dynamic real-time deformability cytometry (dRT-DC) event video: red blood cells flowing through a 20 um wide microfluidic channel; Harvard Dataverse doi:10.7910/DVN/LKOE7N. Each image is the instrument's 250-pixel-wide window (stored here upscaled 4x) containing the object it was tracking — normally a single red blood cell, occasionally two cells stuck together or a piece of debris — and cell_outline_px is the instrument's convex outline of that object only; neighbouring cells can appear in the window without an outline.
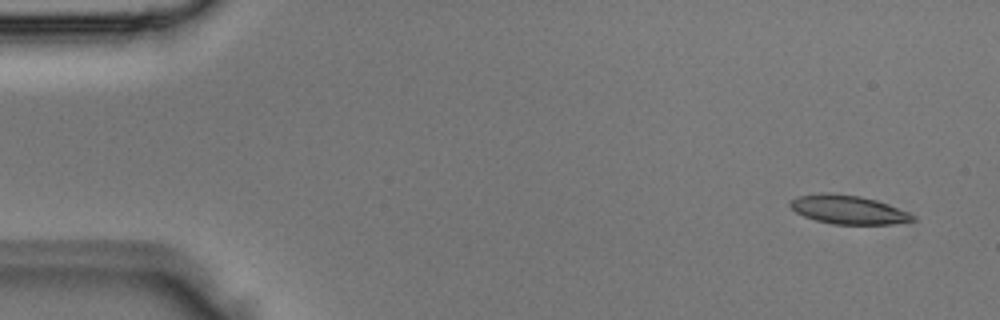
{"species": "Egyptian fruit bat (a non-hibernating species)", "species_latin": "Rousettus aegyptiacus", "temperature_condition": "room temperature", "stored_images_in_passage": 4, "camera_frame_rate_fps": 3000, "um_per_image_px": 0.085, "animal": {"sex": "male"}, "frame": {"image": 1, "passage_image": 1, "time_ms": 0.0, "image_size_px": [1000, 320], "cell_outline_px": [[916, 220], [892, 224], [832, 224], [816, 220], [804, 216], [796, 212], [788, 204], [792, 200], [800, 196], [820, 192], [828, 192], [860, 196], [876, 200], [888, 204], [908, 212]], "centroid_in_image_um": [72.08, 17.81], "position_along_channel_um": 12.9, "area_um2": 20.35}}
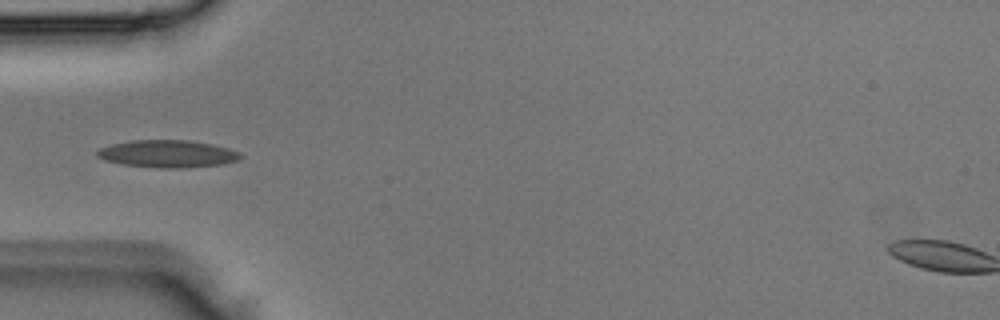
{"frame": {"image": 2, "passage_image": 4, "time_ms": 1.0, "image_size_px": [1000, 320], "cell_outline_px": [[244, 156], [240, 160], [224, 164], [180, 168], [160, 168], [124, 164], [104, 160], [96, 156], [96, 152], [100, 148], [112, 144], [132, 140], [188, 140], [212, 144], [228, 148], [240, 152]], "centroid_in_image_um": [14.29, 13.07], "position_along_channel_um": 70.7, "area_um2": 22.95}}